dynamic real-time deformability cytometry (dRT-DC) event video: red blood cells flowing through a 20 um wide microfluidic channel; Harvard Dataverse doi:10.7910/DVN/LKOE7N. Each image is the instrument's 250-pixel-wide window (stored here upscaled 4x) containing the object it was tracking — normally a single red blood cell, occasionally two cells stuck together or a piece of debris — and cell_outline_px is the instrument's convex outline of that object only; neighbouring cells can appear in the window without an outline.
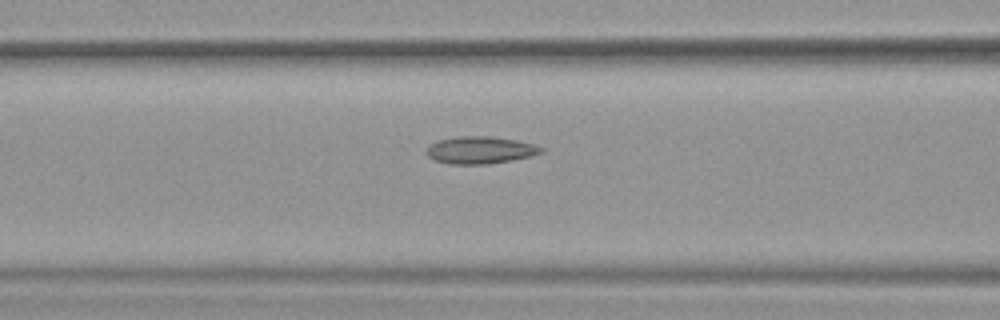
{"species": "common noctule bat (a hibernating species)", "species_latin": "Nyctalus noctula", "temperature_condition": "warm", "stored_images_in_passage": 44, "camera_frame_rate_fps": 3000, "um_per_image_px": 0.085, "animal": {"sex": "female", "body_mass_g": 19.9}, "frame": {"image": 1, "passage_image": 13, "time_ms": 4.0, "image_size_px": [1000, 320], "cell_outline_px": [[544, 152], [512, 160], [488, 164], [448, 164], [436, 160], [428, 156], [424, 152], [424, 148], [428, 144], [440, 140], [460, 136], [488, 136], [516, 140], [536, 144], [544, 148]], "centroid_in_image_um": [40.79, 12.75], "position_along_channel_um": 125.8, "area_um2": 18.32}, "authors_computed_cell_mechanics": {"area_um2": 17.8602, "velocity_mm_per_s": 3.7964, "shape_relaxation_time_tau1_ms": null, "shape_relaxation_time_tau2_ms": 2.3509, "deformation_change_tau1": null, "deformation_change_tau2": 0.0893}}